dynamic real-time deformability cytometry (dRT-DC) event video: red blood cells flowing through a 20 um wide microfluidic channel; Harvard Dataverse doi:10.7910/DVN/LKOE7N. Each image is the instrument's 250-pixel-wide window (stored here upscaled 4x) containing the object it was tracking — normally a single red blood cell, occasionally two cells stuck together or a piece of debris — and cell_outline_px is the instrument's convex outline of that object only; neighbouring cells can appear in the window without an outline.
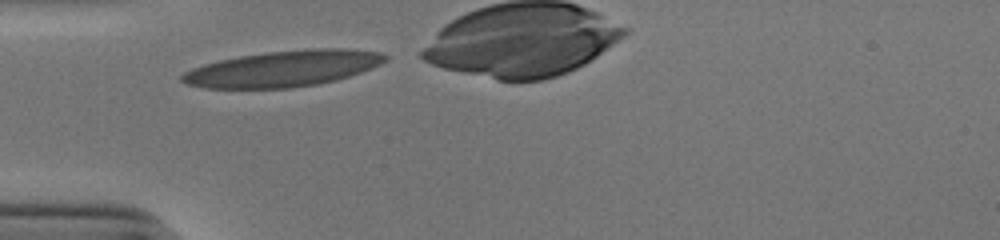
{"species": "human", "species_latin": "Homo sapiens", "temperature_condition": "cold", "stored_images_in_passage": 26, "camera_frame_rate_fps": 3000, "um_per_image_px": 0.085, "donor": {"sex": "male"}, "frame": {"image": 1, "passage_image": 1, "time_ms": 0.0, "image_size_px": [1000, 240], "cell_outline_px": [[388, 60], [372, 68], [336, 80], [316, 84], [292, 88], [204, 88], [188, 84], [180, 80], [180, 76], [184, 72], [192, 68], [204, 64], [220, 60], [240, 56], [268, 52], [312, 48], [348, 48], [380, 52], [388, 56]], "centroid_in_image_um": [24.09, 5.83], "position_along_channel_um": 60.9, "area_um2": 42.6}}
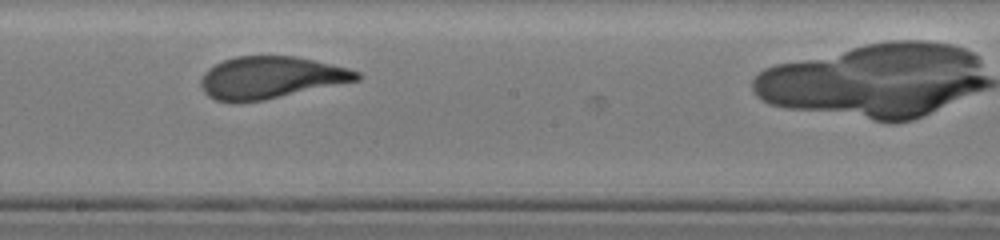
{"frame": {"image": 2, "passage_image": 14, "time_ms": 4.333, "image_size_px": [1000, 240], "cell_outline_px": [[360, 80], [264, 100], [240, 104], [232, 104], [216, 100], [208, 96], [204, 92], [200, 84], [200, 80], [204, 72], [208, 68], [224, 60], [236, 56], [292, 56], [312, 60], [348, 68], [360, 72]], "centroid_in_image_um": [22.96, 6.62], "position_along_channel_um": 225.2, "area_um2": 38.44}}
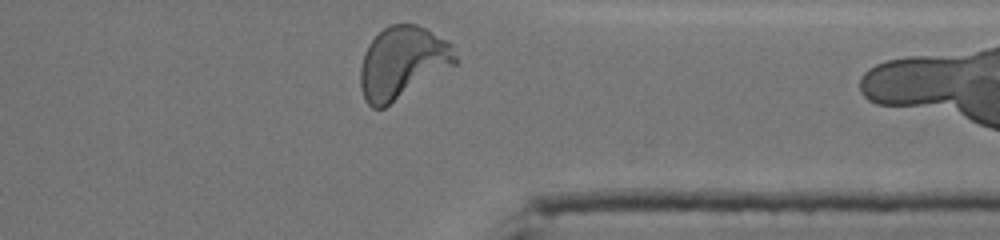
{"frame": {"image": 3, "passage_image": 26, "time_ms": 8.333, "image_size_px": [1000, 240], "cell_outline_px": [[456, 64], [384, 108], [372, 108], [364, 100], [360, 88], [360, 68], [364, 52], [368, 44], [388, 24], [416, 24], [448, 40], [452, 44], [456, 56]], "centroid_in_image_um": [34.19, 5.33], "position_along_channel_um": 377.2, "area_um2": 39.88}, "authors_computed_cell_mechanics": {"area_um2": 38.6682, "velocity_mm_per_s": 3.8857, "shape_relaxation_time_tau1_ms": 3.2829, "shape_relaxation_time_tau2_ms": null, "deformation_change_tau1": 0.2034, "deformation_change_tau2": null}}